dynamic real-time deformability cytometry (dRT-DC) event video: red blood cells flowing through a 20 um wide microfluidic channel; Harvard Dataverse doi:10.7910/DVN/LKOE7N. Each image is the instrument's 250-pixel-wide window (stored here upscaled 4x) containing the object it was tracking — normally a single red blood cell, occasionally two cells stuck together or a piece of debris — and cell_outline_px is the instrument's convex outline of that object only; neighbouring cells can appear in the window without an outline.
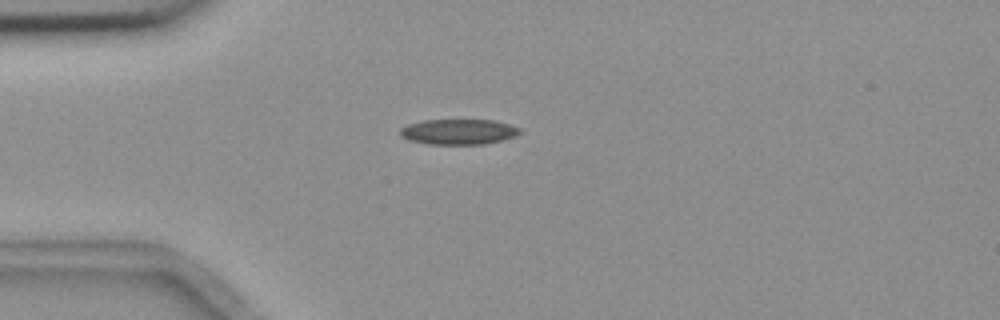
{"species": "common noctule bat (a hibernating species)", "species_latin": "Nyctalus noctula", "temperature_condition": "room temperature", "stored_images_in_passage": 7, "camera_frame_rate_fps": 3000, "um_per_image_px": 0.085, "animal": {"sex": "female", "body_mass_g": 18.4}, "frame": {"image": 1, "passage_image": 1, "time_ms": 0.0, "image_size_px": [1000, 320], "cell_outline_px": [[520, 132], [516, 136], [484, 144], [428, 144], [408, 140], [400, 136], [400, 128], [408, 124], [424, 120], [496, 120], [520, 128]], "centroid_in_image_um": [38.95, 11.2], "position_along_channel_um": 46.1, "area_um2": 17.69}}
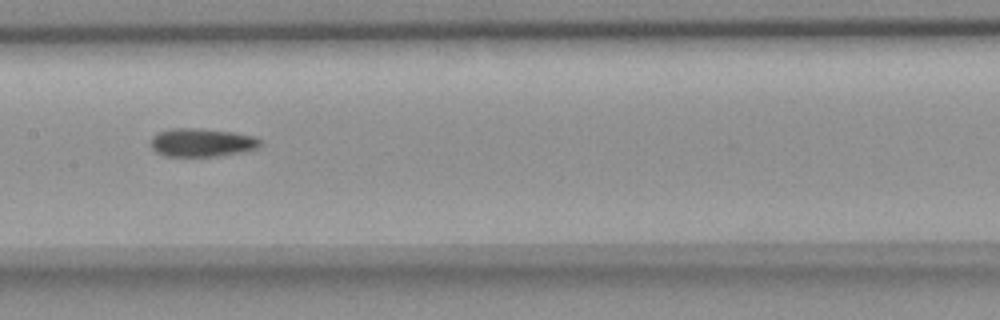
{"frame": {"image": 2, "passage_image": 5, "time_ms": 4.333, "image_size_px": [1000, 320], "cell_outline_px": [[264, 140], [256, 148], [216, 156], [164, 156], [156, 152], [152, 148], [152, 136], [160, 132], [172, 128], [200, 128], [236, 132], [256, 136]], "centroid_in_image_um": [17.17, 12.1], "position_along_channel_um": 190.2, "area_um2": 18.03}}
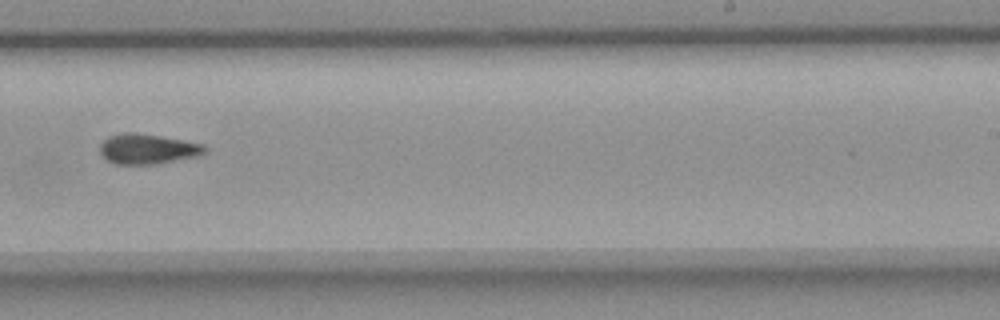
{"frame": {"image": 3, "passage_image": 7, "time_ms": 6.667, "image_size_px": [1000, 320], "cell_outline_px": [[208, 152], [200, 156], [152, 164], [116, 164], [108, 160], [100, 152], [100, 144], [108, 136], [124, 132], [136, 132], [160, 136], [204, 144], [208, 148]], "centroid_in_image_um": [12.58, 12.65], "position_along_channel_um": 276.4, "area_um2": 18.44}}